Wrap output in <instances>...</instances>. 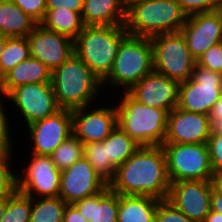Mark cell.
Instances as JSON below:
<instances>
[{
  "instance_id": "6da1fadb",
  "label": "cell",
  "mask_w": 222,
  "mask_h": 222,
  "mask_svg": "<svg viewBox=\"0 0 222 222\" xmlns=\"http://www.w3.org/2000/svg\"><path fill=\"white\" fill-rule=\"evenodd\" d=\"M162 146H141L118 166L109 189L119 195L149 196L166 200L170 188Z\"/></svg>"
},
{
  "instance_id": "7a4b0ae2",
  "label": "cell",
  "mask_w": 222,
  "mask_h": 222,
  "mask_svg": "<svg viewBox=\"0 0 222 222\" xmlns=\"http://www.w3.org/2000/svg\"><path fill=\"white\" fill-rule=\"evenodd\" d=\"M187 18L177 0H143L126 8L124 27L131 36L151 38L179 32Z\"/></svg>"
},
{
  "instance_id": "3957f363",
  "label": "cell",
  "mask_w": 222,
  "mask_h": 222,
  "mask_svg": "<svg viewBox=\"0 0 222 222\" xmlns=\"http://www.w3.org/2000/svg\"><path fill=\"white\" fill-rule=\"evenodd\" d=\"M51 83L60 109L75 110L90 106L102 81L75 54L51 74Z\"/></svg>"
},
{
  "instance_id": "277c9868",
  "label": "cell",
  "mask_w": 222,
  "mask_h": 222,
  "mask_svg": "<svg viewBox=\"0 0 222 222\" xmlns=\"http://www.w3.org/2000/svg\"><path fill=\"white\" fill-rule=\"evenodd\" d=\"M128 35L124 25L84 26L74 40V54L103 81L112 70L121 42Z\"/></svg>"
},
{
  "instance_id": "5b68a950",
  "label": "cell",
  "mask_w": 222,
  "mask_h": 222,
  "mask_svg": "<svg viewBox=\"0 0 222 222\" xmlns=\"http://www.w3.org/2000/svg\"><path fill=\"white\" fill-rule=\"evenodd\" d=\"M117 108V125L140 146H162L169 112L146 106L124 92Z\"/></svg>"
},
{
  "instance_id": "8992f818",
  "label": "cell",
  "mask_w": 222,
  "mask_h": 222,
  "mask_svg": "<svg viewBox=\"0 0 222 222\" xmlns=\"http://www.w3.org/2000/svg\"><path fill=\"white\" fill-rule=\"evenodd\" d=\"M153 68V48L150 38L128 35L120 44L109 75L102 81L129 91ZM111 82V83H110ZM126 88V89H125Z\"/></svg>"
},
{
  "instance_id": "52a82bcc",
  "label": "cell",
  "mask_w": 222,
  "mask_h": 222,
  "mask_svg": "<svg viewBox=\"0 0 222 222\" xmlns=\"http://www.w3.org/2000/svg\"><path fill=\"white\" fill-rule=\"evenodd\" d=\"M154 71L178 83L191 78L196 60L181 32L158 34L150 38Z\"/></svg>"
},
{
  "instance_id": "ba28073f",
  "label": "cell",
  "mask_w": 222,
  "mask_h": 222,
  "mask_svg": "<svg viewBox=\"0 0 222 222\" xmlns=\"http://www.w3.org/2000/svg\"><path fill=\"white\" fill-rule=\"evenodd\" d=\"M170 183L189 180H213L206 143H163Z\"/></svg>"
},
{
  "instance_id": "9c48e42d",
  "label": "cell",
  "mask_w": 222,
  "mask_h": 222,
  "mask_svg": "<svg viewBox=\"0 0 222 222\" xmlns=\"http://www.w3.org/2000/svg\"><path fill=\"white\" fill-rule=\"evenodd\" d=\"M222 92V74L194 66L190 79L179 83L177 107L210 115Z\"/></svg>"
},
{
  "instance_id": "30bf717a",
  "label": "cell",
  "mask_w": 222,
  "mask_h": 222,
  "mask_svg": "<svg viewBox=\"0 0 222 222\" xmlns=\"http://www.w3.org/2000/svg\"><path fill=\"white\" fill-rule=\"evenodd\" d=\"M5 97L21 113L27 126L60 110L52 83H30L12 89Z\"/></svg>"
},
{
  "instance_id": "8fae6325",
  "label": "cell",
  "mask_w": 222,
  "mask_h": 222,
  "mask_svg": "<svg viewBox=\"0 0 222 222\" xmlns=\"http://www.w3.org/2000/svg\"><path fill=\"white\" fill-rule=\"evenodd\" d=\"M212 180L173 182L167 201L194 222H204L211 210Z\"/></svg>"
},
{
  "instance_id": "7c38bea8",
  "label": "cell",
  "mask_w": 222,
  "mask_h": 222,
  "mask_svg": "<svg viewBox=\"0 0 222 222\" xmlns=\"http://www.w3.org/2000/svg\"><path fill=\"white\" fill-rule=\"evenodd\" d=\"M32 142L31 154L50 156L73 134L71 110L60 109L55 114L27 126Z\"/></svg>"
},
{
  "instance_id": "4fadbf2b",
  "label": "cell",
  "mask_w": 222,
  "mask_h": 222,
  "mask_svg": "<svg viewBox=\"0 0 222 222\" xmlns=\"http://www.w3.org/2000/svg\"><path fill=\"white\" fill-rule=\"evenodd\" d=\"M29 162L23 177L18 174V191L31 198L59 196L61 171L51 157L32 154Z\"/></svg>"
},
{
  "instance_id": "5bb4252c",
  "label": "cell",
  "mask_w": 222,
  "mask_h": 222,
  "mask_svg": "<svg viewBox=\"0 0 222 222\" xmlns=\"http://www.w3.org/2000/svg\"><path fill=\"white\" fill-rule=\"evenodd\" d=\"M107 186L88 160L82 157L61 171L59 197L67 204H74L101 192Z\"/></svg>"
},
{
  "instance_id": "9a60e30c",
  "label": "cell",
  "mask_w": 222,
  "mask_h": 222,
  "mask_svg": "<svg viewBox=\"0 0 222 222\" xmlns=\"http://www.w3.org/2000/svg\"><path fill=\"white\" fill-rule=\"evenodd\" d=\"M30 56L41 61L51 71L74 54V40L36 24L27 35Z\"/></svg>"
},
{
  "instance_id": "2e32d148",
  "label": "cell",
  "mask_w": 222,
  "mask_h": 222,
  "mask_svg": "<svg viewBox=\"0 0 222 222\" xmlns=\"http://www.w3.org/2000/svg\"><path fill=\"white\" fill-rule=\"evenodd\" d=\"M115 106L101 107L100 105L99 108L91 110L89 106H84L72 110L73 134L83 144L104 141L117 127Z\"/></svg>"
},
{
  "instance_id": "e0dca14e",
  "label": "cell",
  "mask_w": 222,
  "mask_h": 222,
  "mask_svg": "<svg viewBox=\"0 0 222 222\" xmlns=\"http://www.w3.org/2000/svg\"><path fill=\"white\" fill-rule=\"evenodd\" d=\"M212 132L209 115L175 107L168 114L164 143H207Z\"/></svg>"
},
{
  "instance_id": "ac0fdd59",
  "label": "cell",
  "mask_w": 222,
  "mask_h": 222,
  "mask_svg": "<svg viewBox=\"0 0 222 222\" xmlns=\"http://www.w3.org/2000/svg\"><path fill=\"white\" fill-rule=\"evenodd\" d=\"M180 32L192 57L197 60L212 45L222 42L220 14L211 11L188 16Z\"/></svg>"
},
{
  "instance_id": "d6986e66",
  "label": "cell",
  "mask_w": 222,
  "mask_h": 222,
  "mask_svg": "<svg viewBox=\"0 0 222 222\" xmlns=\"http://www.w3.org/2000/svg\"><path fill=\"white\" fill-rule=\"evenodd\" d=\"M178 87L177 81L153 70L127 92L146 106L170 112L178 104Z\"/></svg>"
},
{
  "instance_id": "ffe728a7",
  "label": "cell",
  "mask_w": 222,
  "mask_h": 222,
  "mask_svg": "<svg viewBox=\"0 0 222 222\" xmlns=\"http://www.w3.org/2000/svg\"><path fill=\"white\" fill-rule=\"evenodd\" d=\"M52 71L41 61L29 56L17 64L0 79L1 96L12 89L30 83L51 82Z\"/></svg>"
},
{
  "instance_id": "44dd1931",
  "label": "cell",
  "mask_w": 222,
  "mask_h": 222,
  "mask_svg": "<svg viewBox=\"0 0 222 222\" xmlns=\"http://www.w3.org/2000/svg\"><path fill=\"white\" fill-rule=\"evenodd\" d=\"M81 16L85 26L124 25L126 8L122 0H84Z\"/></svg>"
},
{
  "instance_id": "7402d4cb",
  "label": "cell",
  "mask_w": 222,
  "mask_h": 222,
  "mask_svg": "<svg viewBox=\"0 0 222 222\" xmlns=\"http://www.w3.org/2000/svg\"><path fill=\"white\" fill-rule=\"evenodd\" d=\"M74 205L88 222H117L118 193L111 191L109 186Z\"/></svg>"
},
{
  "instance_id": "603a6c76",
  "label": "cell",
  "mask_w": 222,
  "mask_h": 222,
  "mask_svg": "<svg viewBox=\"0 0 222 222\" xmlns=\"http://www.w3.org/2000/svg\"><path fill=\"white\" fill-rule=\"evenodd\" d=\"M159 201L149 196L118 194L117 222H155Z\"/></svg>"
},
{
  "instance_id": "cb8c5ba5",
  "label": "cell",
  "mask_w": 222,
  "mask_h": 222,
  "mask_svg": "<svg viewBox=\"0 0 222 222\" xmlns=\"http://www.w3.org/2000/svg\"><path fill=\"white\" fill-rule=\"evenodd\" d=\"M36 22L11 0L0 1V34L6 37H27Z\"/></svg>"
},
{
  "instance_id": "d4e9b609",
  "label": "cell",
  "mask_w": 222,
  "mask_h": 222,
  "mask_svg": "<svg viewBox=\"0 0 222 222\" xmlns=\"http://www.w3.org/2000/svg\"><path fill=\"white\" fill-rule=\"evenodd\" d=\"M39 24L72 40L78 37V34L85 26L81 13L59 7L56 9H46L44 19Z\"/></svg>"
},
{
  "instance_id": "484cf974",
  "label": "cell",
  "mask_w": 222,
  "mask_h": 222,
  "mask_svg": "<svg viewBox=\"0 0 222 222\" xmlns=\"http://www.w3.org/2000/svg\"><path fill=\"white\" fill-rule=\"evenodd\" d=\"M102 142L106 146L107 157L116 168L122 165L141 147L118 125Z\"/></svg>"
},
{
  "instance_id": "4316f807",
  "label": "cell",
  "mask_w": 222,
  "mask_h": 222,
  "mask_svg": "<svg viewBox=\"0 0 222 222\" xmlns=\"http://www.w3.org/2000/svg\"><path fill=\"white\" fill-rule=\"evenodd\" d=\"M66 205L59 196L31 198L30 222H63Z\"/></svg>"
},
{
  "instance_id": "83f0119b",
  "label": "cell",
  "mask_w": 222,
  "mask_h": 222,
  "mask_svg": "<svg viewBox=\"0 0 222 222\" xmlns=\"http://www.w3.org/2000/svg\"><path fill=\"white\" fill-rule=\"evenodd\" d=\"M30 56L27 37H8L0 56V79Z\"/></svg>"
},
{
  "instance_id": "f1b7e54d",
  "label": "cell",
  "mask_w": 222,
  "mask_h": 222,
  "mask_svg": "<svg viewBox=\"0 0 222 222\" xmlns=\"http://www.w3.org/2000/svg\"><path fill=\"white\" fill-rule=\"evenodd\" d=\"M83 157L108 184L115 175L116 167L110 162L103 142L84 144Z\"/></svg>"
},
{
  "instance_id": "f546056e",
  "label": "cell",
  "mask_w": 222,
  "mask_h": 222,
  "mask_svg": "<svg viewBox=\"0 0 222 222\" xmlns=\"http://www.w3.org/2000/svg\"><path fill=\"white\" fill-rule=\"evenodd\" d=\"M84 144L72 134L50 155L55 167L62 171L83 157Z\"/></svg>"
},
{
  "instance_id": "4dcf8cb0",
  "label": "cell",
  "mask_w": 222,
  "mask_h": 222,
  "mask_svg": "<svg viewBox=\"0 0 222 222\" xmlns=\"http://www.w3.org/2000/svg\"><path fill=\"white\" fill-rule=\"evenodd\" d=\"M31 197L16 191L7 195L5 212L0 222H30Z\"/></svg>"
},
{
  "instance_id": "1f68e13d",
  "label": "cell",
  "mask_w": 222,
  "mask_h": 222,
  "mask_svg": "<svg viewBox=\"0 0 222 222\" xmlns=\"http://www.w3.org/2000/svg\"><path fill=\"white\" fill-rule=\"evenodd\" d=\"M11 155L0 154V195H11L18 190V175L11 170Z\"/></svg>"
},
{
  "instance_id": "d6a6232c",
  "label": "cell",
  "mask_w": 222,
  "mask_h": 222,
  "mask_svg": "<svg viewBox=\"0 0 222 222\" xmlns=\"http://www.w3.org/2000/svg\"><path fill=\"white\" fill-rule=\"evenodd\" d=\"M196 65L222 74V42L212 45L197 60Z\"/></svg>"
},
{
  "instance_id": "836d02e7",
  "label": "cell",
  "mask_w": 222,
  "mask_h": 222,
  "mask_svg": "<svg viewBox=\"0 0 222 222\" xmlns=\"http://www.w3.org/2000/svg\"><path fill=\"white\" fill-rule=\"evenodd\" d=\"M155 222H194L167 200L158 202Z\"/></svg>"
},
{
  "instance_id": "e575fe53",
  "label": "cell",
  "mask_w": 222,
  "mask_h": 222,
  "mask_svg": "<svg viewBox=\"0 0 222 222\" xmlns=\"http://www.w3.org/2000/svg\"><path fill=\"white\" fill-rule=\"evenodd\" d=\"M187 16L197 13L217 11L222 7V0H177Z\"/></svg>"
},
{
  "instance_id": "d590c367",
  "label": "cell",
  "mask_w": 222,
  "mask_h": 222,
  "mask_svg": "<svg viewBox=\"0 0 222 222\" xmlns=\"http://www.w3.org/2000/svg\"><path fill=\"white\" fill-rule=\"evenodd\" d=\"M206 144L213 173L222 172V134L212 131Z\"/></svg>"
},
{
  "instance_id": "8d00e7d4",
  "label": "cell",
  "mask_w": 222,
  "mask_h": 222,
  "mask_svg": "<svg viewBox=\"0 0 222 222\" xmlns=\"http://www.w3.org/2000/svg\"><path fill=\"white\" fill-rule=\"evenodd\" d=\"M39 24L46 13V0H11Z\"/></svg>"
},
{
  "instance_id": "74e56055",
  "label": "cell",
  "mask_w": 222,
  "mask_h": 222,
  "mask_svg": "<svg viewBox=\"0 0 222 222\" xmlns=\"http://www.w3.org/2000/svg\"><path fill=\"white\" fill-rule=\"evenodd\" d=\"M1 101L2 98L0 97V154H9L13 152V143H11L12 135L9 132L11 126L8 121V114L4 110L5 108Z\"/></svg>"
},
{
  "instance_id": "f35d334b",
  "label": "cell",
  "mask_w": 222,
  "mask_h": 222,
  "mask_svg": "<svg viewBox=\"0 0 222 222\" xmlns=\"http://www.w3.org/2000/svg\"><path fill=\"white\" fill-rule=\"evenodd\" d=\"M84 0H46L47 9L66 8L82 13Z\"/></svg>"
},
{
  "instance_id": "ab89813d",
  "label": "cell",
  "mask_w": 222,
  "mask_h": 222,
  "mask_svg": "<svg viewBox=\"0 0 222 222\" xmlns=\"http://www.w3.org/2000/svg\"><path fill=\"white\" fill-rule=\"evenodd\" d=\"M63 222H88L74 204H67Z\"/></svg>"
},
{
  "instance_id": "60d3db41",
  "label": "cell",
  "mask_w": 222,
  "mask_h": 222,
  "mask_svg": "<svg viewBox=\"0 0 222 222\" xmlns=\"http://www.w3.org/2000/svg\"><path fill=\"white\" fill-rule=\"evenodd\" d=\"M211 210L222 214V193H220L214 185L211 192Z\"/></svg>"
},
{
  "instance_id": "b9f144b4",
  "label": "cell",
  "mask_w": 222,
  "mask_h": 222,
  "mask_svg": "<svg viewBox=\"0 0 222 222\" xmlns=\"http://www.w3.org/2000/svg\"><path fill=\"white\" fill-rule=\"evenodd\" d=\"M211 123H213L216 119L222 118V92L219 100L216 102L215 106L212 108L210 113Z\"/></svg>"
},
{
  "instance_id": "7bdbcfd3",
  "label": "cell",
  "mask_w": 222,
  "mask_h": 222,
  "mask_svg": "<svg viewBox=\"0 0 222 222\" xmlns=\"http://www.w3.org/2000/svg\"><path fill=\"white\" fill-rule=\"evenodd\" d=\"M204 222H222V214L210 210L208 215L205 217Z\"/></svg>"
},
{
  "instance_id": "ee69618b",
  "label": "cell",
  "mask_w": 222,
  "mask_h": 222,
  "mask_svg": "<svg viewBox=\"0 0 222 222\" xmlns=\"http://www.w3.org/2000/svg\"><path fill=\"white\" fill-rule=\"evenodd\" d=\"M212 181L214 187L222 193V172L214 174Z\"/></svg>"
},
{
  "instance_id": "f6af8a7d",
  "label": "cell",
  "mask_w": 222,
  "mask_h": 222,
  "mask_svg": "<svg viewBox=\"0 0 222 222\" xmlns=\"http://www.w3.org/2000/svg\"><path fill=\"white\" fill-rule=\"evenodd\" d=\"M212 131H213V132H216V133L222 134V118L216 119V120L212 123Z\"/></svg>"
},
{
  "instance_id": "bcb514c9",
  "label": "cell",
  "mask_w": 222,
  "mask_h": 222,
  "mask_svg": "<svg viewBox=\"0 0 222 222\" xmlns=\"http://www.w3.org/2000/svg\"><path fill=\"white\" fill-rule=\"evenodd\" d=\"M7 204V195H0V219L2 218Z\"/></svg>"
},
{
  "instance_id": "7dc6e473",
  "label": "cell",
  "mask_w": 222,
  "mask_h": 222,
  "mask_svg": "<svg viewBox=\"0 0 222 222\" xmlns=\"http://www.w3.org/2000/svg\"><path fill=\"white\" fill-rule=\"evenodd\" d=\"M7 38L8 37H6L5 35H1L0 34V56H1L2 52H3V49H4V46L6 44V39Z\"/></svg>"
},
{
  "instance_id": "c3c4849f",
  "label": "cell",
  "mask_w": 222,
  "mask_h": 222,
  "mask_svg": "<svg viewBox=\"0 0 222 222\" xmlns=\"http://www.w3.org/2000/svg\"><path fill=\"white\" fill-rule=\"evenodd\" d=\"M139 1H143V0H122L123 5H124L125 8H127L131 4L139 2Z\"/></svg>"
},
{
  "instance_id": "681fc988",
  "label": "cell",
  "mask_w": 222,
  "mask_h": 222,
  "mask_svg": "<svg viewBox=\"0 0 222 222\" xmlns=\"http://www.w3.org/2000/svg\"><path fill=\"white\" fill-rule=\"evenodd\" d=\"M220 14V18H221V28H222V7H220L218 10H217Z\"/></svg>"
}]
</instances>
